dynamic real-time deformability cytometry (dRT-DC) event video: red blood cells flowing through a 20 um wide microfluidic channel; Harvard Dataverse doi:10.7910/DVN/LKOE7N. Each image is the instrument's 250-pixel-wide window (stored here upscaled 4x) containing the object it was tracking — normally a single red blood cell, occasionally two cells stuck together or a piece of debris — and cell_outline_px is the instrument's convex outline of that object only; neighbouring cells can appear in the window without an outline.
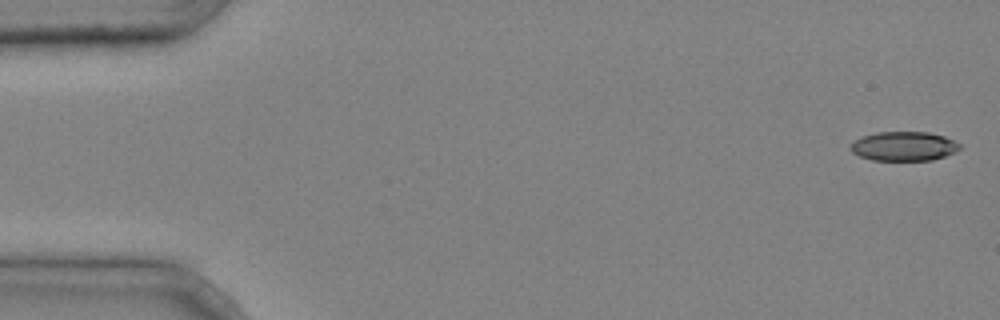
{"species": "common noctule bat (a hibernating species)", "species_latin": "Nyctalus noctula", "temperature_condition": "cold", "stored_images_in_passage": 3, "camera_frame_rate_fps": 3000, "um_per_image_px": 0.085, "animal": {"sex": "male", "body_mass_g": 20.4}, "frame": {"image": 1, "passage_image": 1, "time_ms": 0.0, "image_size_px": [1000, 320], "cell_outline_px": [[960, 148], [956, 152], [932, 160], [872, 160], [860, 156], [852, 152], [848, 148], [860, 136], [876, 132], [928, 132], [944, 136], [960, 144]], "centroid_in_image_um": [76.81, 12.42], "position_along_channel_um": 8.2, "area_um2": 18.61}}